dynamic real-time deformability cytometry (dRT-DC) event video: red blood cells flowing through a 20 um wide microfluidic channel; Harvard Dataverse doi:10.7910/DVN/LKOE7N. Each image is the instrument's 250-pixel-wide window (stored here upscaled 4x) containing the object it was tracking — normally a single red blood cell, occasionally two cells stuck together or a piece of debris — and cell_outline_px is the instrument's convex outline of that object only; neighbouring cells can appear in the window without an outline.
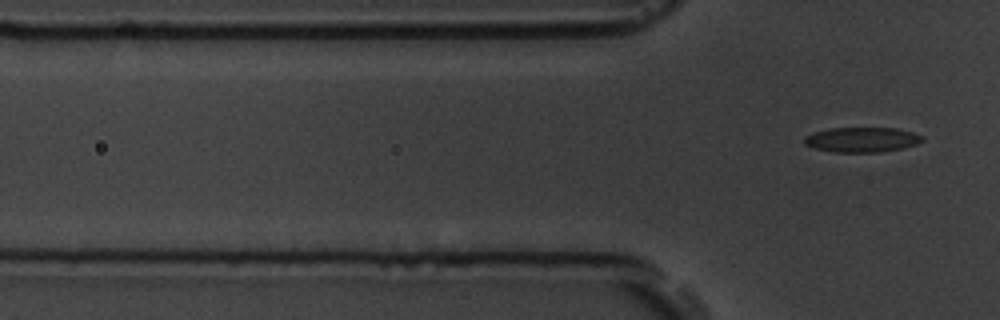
{"species": "common noctule bat (a hibernating species)", "species_latin": "Nyctalus noctula", "temperature_condition": "room temperature", "stored_images_in_passage": 5, "segment_of_instrument_passage": [2, 2], "camera_frame_rate_fps": 3000, "um_per_image_px": 0.085, "animal": {"sex": "male", "body_mass_g": 19.5, "forearm_length_mm": 54.6}, "frame": {"image": 1, "passage_image": 5, "time_ms": 4.667, "image_size_px": [1000, 320], "cell_outline_px": [[924, 140], [916, 144], [904, 148], [880, 152], [836, 152], [812, 148], [804, 144], [804, 136], [812, 132], [832, 128], [896, 128], [912, 132], [924, 136]], "centroid_in_image_um": [73.25, 11.87], "position_along_channel_um": 52.6, "area_um2": 17.28}}